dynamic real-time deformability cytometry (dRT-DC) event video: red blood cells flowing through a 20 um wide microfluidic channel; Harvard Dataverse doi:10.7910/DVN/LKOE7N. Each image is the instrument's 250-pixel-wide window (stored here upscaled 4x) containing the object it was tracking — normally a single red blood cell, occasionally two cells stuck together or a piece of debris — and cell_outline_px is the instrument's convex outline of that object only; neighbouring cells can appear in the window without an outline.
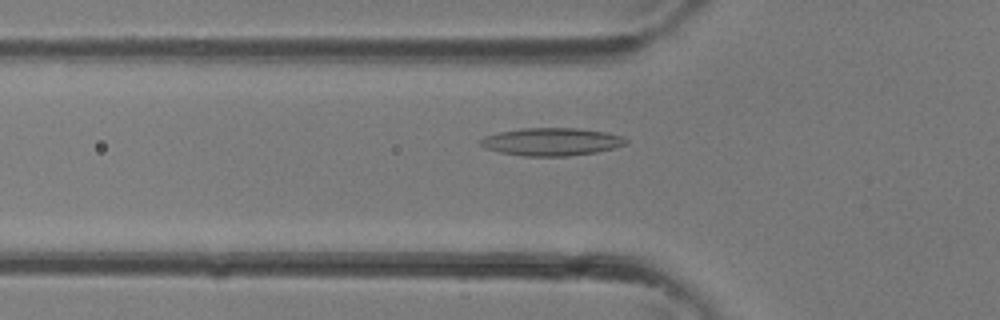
{"species": "common noctule bat (a hibernating species)", "species_latin": "Nyctalus noctula", "temperature_condition": "room temperature", "stored_images_in_passage": 35, "camera_frame_rate_fps": 3000, "um_per_image_px": 0.085, "animal": {"sex": "female"}, "frame": {"image": 1, "passage_image": 11, "time_ms": 3.333, "image_size_px": [1000, 320], "cell_outline_px": [[628, 144], [596, 152], [568, 156], [524, 156], [500, 152], [484, 148], [480, 144], [480, 140], [484, 136], [500, 132], [520, 128], [580, 128], [604, 132], [624, 136], [628, 140]], "centroid_in_image_um": [46.89, 12.04], "position_along_channel_um": 78.9, "area_um2": 23.58}}
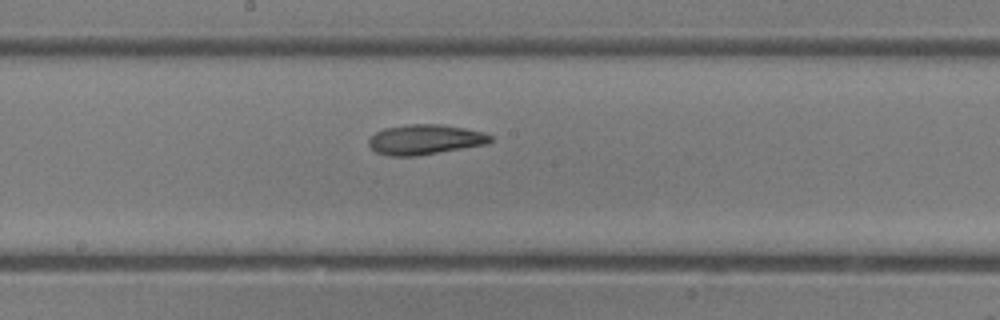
{"frame": {"image": 2, "passage_image": 18, "time_ms": 5.667, "image_size_px": [1000, 320], "cell_outline_px": [[492, 140], [488, 144], [416, 156], [388, 156], [376, 152], [368, 144], [368, 140], [376, 132], [384, 128], [408, 124], [440, 124], [464, 128], [484, 132], [492, 136]], "centroid_in_image_um": [36.13, 11.86], "position_along_channel_um": 212.1, "area_um2": 21.33}}
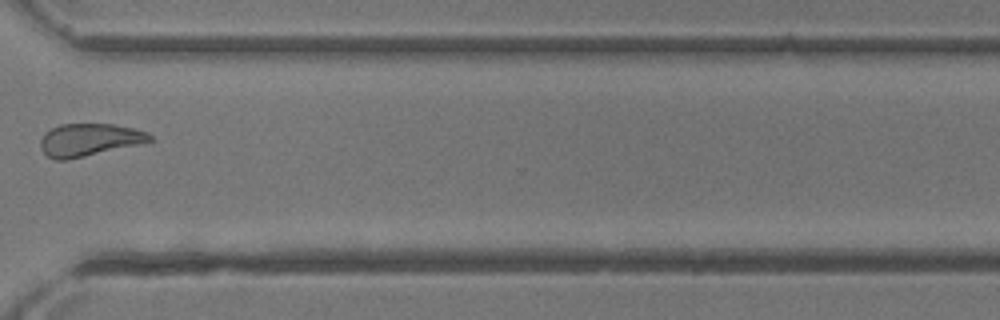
{"frame": {"image": 3, "passage_image": 26, "time_ms": 8.333, "image_size_px": [1000, 320], "cell_outline_px": [[156, 140], [68, 160], [56, 160], [48, 156], [40, 148], [40, 140], [44, 132], [60, 124], [112, 124], [132, 128], [148, 132]], "centroid_in_image_um": [7.57, 11.88], "position_along_channel_um": 363.0, "area_um2": 20.75}}